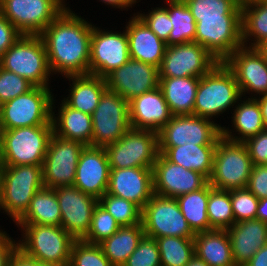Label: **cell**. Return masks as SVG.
Listing matches in <instances>:
<instances>
[{
  "label": "cell",
  "mask_w": 267,
  "mask_h": 266,
  "mask_svg": "<svg viewBox=\"0 0 267 266\" xmlns=\"http://www.w3.org/2000/svg\"><path fill=\"white\" fill-rule=\"evenodd\" d=\"M66 7L40 34L50 71L72 75L89 74L93 25Z\"/></svg>",
  "instance_id": "obj_1"
},
{
  "label": "cell",
  "mask_w": 267,
  "mask_h": 266,
  "mask_svg": "<svg viewBox=\"0 0 267 266\" xmlns=\"http://www.w3.org/2000/svg\"><path fill=\"white\" fill-rule=\"evenodd\" d=\"M241 98L233 72L224 62H218L199 79L193 115L212 120L211 117L222 114Z\"/></svg>",
  "instance_id": "obj_2"
},
{
  "label": "cell",
  "mask_w": 267,
  "mask_h": 266,
  "mask_svg": "<svg viewBox=\"0 0 267 266\" xmlns=\"http://www.w3.org/2000/svg\"><path fill=\"white\" fill-rule=\"evenodd\" d=\"M43 165L2 166L0 209L16 222L28 209L35 193L44 187Z\"/></svg>",
  "instance_id": "obj_3"
},
{
  "label": "cell",
  "mask_w": 267,
  "mask_h": 266,
  "mask_svg": "<svg viewBox=\"0 0 267 266\" xmlns=\"http://www.w3.org/2000/svg\"><path fill=\"white\" fill-rule=\"evenodd\" d=\"M25 232L18 249L42 263L68 266L71 249L76 239L61 226L16 224ZM21 241V242H20Z\"/></svg>",
  "instance_id": "obj_4"
},
{
  "label": "cell",
  "mask_w": 267,
  "mask_h": 266,
  "mask_svg": "<svg viewBox=\"0 0 267 266\" xmlns=\"http://www.w3.org/2000/svg\"><path fill=\"white\" fill-rule=\"evenodd\" d=\"M52 134V125L1 130L3 166L43 165Z\"/></svg>",
  "instance_id": "obj_5"
},
{
  "label": "cell",
  "mask_w": 267,
  "mask_h": 266,
  "mask_svg": "<svg viewBox=\"0 0 267 266\" xmlns=\"http://www.w3.org/2000/svg\"><path fill=\"white\" fill-rule=\"evenodd\" d=\"M0 67L25 78L34 87H49L52 73L40 35H21L0 58Z\"/></svg>",
  "instance_id": "obj_6"
},
{
  "label": "cell",
  "mask_w": 267,
  "mask_h": 266,
  "mask_svg": "<svg viewBox=\"0 0 267 266\" xmlns=\"http://www.w3.org/2000/svg\"><path fill=\"white\" fill-rule=\"evenodd\" d=\"M48 87H33L27 93L0 105V131L18 127L52 125L53 95Z\"/></svg>",
  "instance_id": "obj_7"
},
{
  "label": "cell",
  "mask_w": 267,
  "mask_h": 266,
  "mask_svg": "<svg viewBox=\"0 0 267 266\" xmlns=\"http://www.w3.org/2000/svg\"><path fill=\"white\" fill-rule=\"evenodd\" d=\"M253 164L244 143L221 136L214 153L208 182L219 190L247 188Z\"/></svg>",
  "instance_id": "obj_8"
},
{
  "label": "cell",
  "mask_w": 267,
  "mask_h": 266,
  "mask_svg": "<svg viewBox=\"0 0 267 266\" xmlns=\"http://www.w3.org/2000/svg\"><path fill=\"white\" fill-rule=\"evenodd\" d=\"M110 168H153L159 154L158 132L130 128L105 147Z\"/></svg>",
  "instance_id": "obj_9"
},
{
  "label": "cell",
  "mask_w": 267,
  "mask_h": 266,
  "mask_svg": "<svg viewBox=\"0 0 267 266\" xmlns=\"http://www.w3.org/2000/svg\"><path fill=\"white\" fill-rule=\"evenodd\" d=\"M93 147L115 143L131 128L129 102L117 93L106 90L91 114Z\"/></svg>",
  "instance_id": "obj_10"
},
{
  "label": "cell",
  "mask_w": 267,
  "mask_h": 266,
  "mask_svg": "<svg viewBox=\"0 0 267 266\" xmlns=\"http://www.w3.org/2000/svg\"><path fill=\"white\" fill-rule=\"evenodd\" d=\"M141 223L145 235L152 238L175 236L194 238L176 198L154 194L142 209Z\"/></svg>",
  "instance_id": "obj_11"
},
{
  "label": "cell",
  "mask_w": 267,
  "mask_h": 266,
  "mask_svg": "<svg viewBox=\"0 0 267 266\" xmlns=\"http://www.w3.org/2000/svg\"><path fill=\"white\" fill-rule=\"evenodd\" d=\"M64 0H5L0 13L22 35H40L66 8ZM64 3V4H63Z\"/></svg>",
  "instance_id": "obj_12"
},
{
  "label": "cell",
  "mask_w": 267,
  "mask_h": 266,
  "mask_svg": "<svg viewBox=\"0 0 267 266\" xmlns=\"http://www.w3.org/2000/svg\"><path fill=\"white\" fill-rule=\"evenodd\" d=\"M222 127L195 115H173L158 132L159 148L188 145H217Z\"/></svg>",
  "instance_id": "obj_13"
},
{
  "label": "cell",
  "mask_w": 267,
  "mask_h": 266,
  "mask_svg": "<svg viewBox=\"0 0 267 266\" xmlns=\"http://www.w3.org/2000/svg\"><path fill=\"white\" fill-rule=\"evenodd\" d=\"M194 42L203 46L219 62H224L243 46L241 16L200 19L196 22Z\"/></svg>",
  "instance_id": "obj_14"
},
{
  "label": "cell",
  "mask_w": 267,
  "mask_h": 266,
  "mask_svg": "<svg viewBox=\"0 0 267 266\" xmlns=\"http://www.w3.org/2000/svg\"><path fill=\"white\" fill-rule=\"evenodd\" d=\"M85 145L52 134L44 158L42 173L46 188L73 186L78 160Z\"/></svg>",
  "instance_id": "obj_15"
},
{
  "label": "cell",
  "mask_w": 267,
  "mask_h": 266,
  "mask_svg": "<svg viewBox=\"0 0 267 266\" xmlns=\"http://www.w3.org/2000/svg\"><path fill=\"white\" fill-rule=\"evenodd\" d=\"M219 61L196 42L167 46L159 77H202Z\"/></svg>",
  "instance_id": "obj_16"
},
{
  "label": "cell",
  "mask_w": 267,
  "mask_h": 266,
  "mask_svg": "<svg viewBox=\"0 0 267 266\" xmlns=\"http://www.w3.org/2000/svg\"><path fill=\"white\" fill-rule=\"evenodd\" d=\"M93 25L90 40L89 74L105 78L129 59L126 30L123 33L103 31Z\"/></svg>",
  "instance_id": "obj_17"
},
{
  "label": "cell",
  "mask_w": 267,
  "mask_h": 266,
  "mask_svg": "<svg viewBox=\"0 0 267 266\" xmlns=\"http://www.w3.org/2000/svg\"><path fill=\"white\" fill-rule=\"evenodd\" d=\"M61 211V227L76 240L88 232L94 208L99 200L75 186L54 188Z\"/></svg>",
  "instance_id": "obj_18"
},
{
  "label": "cell",
  "mask_w": 267,
  "mask_h": 266,
  "mask_svg": "<svg viewBox=\"0 0 267 266\" xmlns=\"http://www.w3.org/2000/svg\"><path fill=\"white\" fill-rule=\"evenodd\" d=\"M108 90L119 94L128 102L159 86V68L129 59L105 77Z\"/></svg>",
  "instance_id": "obj_19"
},
{
  "label": "cell",
  "mask_w": 267,
  "mask_h": 266,
  "mask_svg": "<svg viewBox=\"0 0 267 266\" xmlns=\"http://www.w3.org/2000/svg\"><path fill=\"white\" fill-rule=\"evenodd\" d=\"M154 194L177 198L180 195L200 190L208 179L201 173L185 169L169 161L159 153L152 168Z\"/></svg>",
  "instance_id": "obj_20"
},
{
  "label": "cell",
  "mask_w": 267,
  "mask_h": 266,
  "mask_svg": "<svg viewBox=\"0 0 267 266\" xmlns=\"http://www.w3.org/2000/svg\"><path fill=\"white\" fill-rule=\"evenodd\" d=\"M224 63L233 72L241 96L248 91L259 94V97L267 95V57L259 48L242 46Z\"/></svg>",
  "instance_id": "obj_21"
},
{
  "label": "cell",
  "mask_w": 267,
  "mask_h": 266,
  "mask_svg": "<svg viewBox=\"0 0 267 266\" xmlns=\"http://www.w3.org/2000/svg\"><path fill=\"white\" fill-rule=\"evenodd\" d=\"M110 176V164L104 147L85 146L82 150L73 186L97 198L107 192Z\"/></svg>",
  "instance_id": "obj_22"
},
{
  "label": "cell",
  "mask_w": 267,
  "mask_h": 266,
  "mask_svg": "<svg viewBox=\"0 0 267 266\" xmlns=\"http://www.w3.org/2000/svg\"><path fill=\"white\" fill-rule=\"evenodd\" d=\"M107 193L136 204L141 210L154 195L150 168H110Z\"/></svg>",
  "instance_id": "obj_23"
},
{
  "label": "cell",
  "mask_w": 267,
  "mask_h": 266,
  "mask_svg": "<svg viewBox=\"0 0 267 266\" xmlns=\"http://www.w3.org/2000/svg\"><path fill=\"white\" fill-rule=\"evenodd\" d=\"M172 116L159 86L129 101L131 128L159 132Z\"/></svg>",
  "instance_id": "obj_24"
},
{
  "label": "cell",
  "mask_w": 267,
  "mask_h": 266,
  "mask_svg": "<svg viewBox=\"0 0 267 266\" xmlns=\"http://www.w3.org/2000/svg\"><path fill=\"white\" fill-rule=\"evenodd\" d=\"M127 24L130 58L160 68L167 47L166 43L138 15H134Z\"/></svg>",
  "instance_id": "obj_25"
},
{
  "label": "cell",
  "mask_w": 267,
  "mask_h": 266,
  "mask_svg": "<svg viewBox=\"0 0 267 266\" xmlns=\"http://www.w3.org/2000/svg\"><path fill=\"white\" fill-rule=\"evenodd\" d=\"M226 230L236 266L246 265L267 244V225L259 219L235 222Z\"/></svg>",
  "instance_id": "obj_26"
},
{
  "label": "cell",
  "mask_w": 267,
  "mask_h": 266,
  "mask_svg": "<svg viewBox=\"0 0 267 266\" xmlns=\"http://www.w3.org/2000/svg\"><path fill=\"white\" fill-rule=\"evenodd\" d=\"M58 112L59 116L56 117L52 106L53 134L91 146L93 132L91 115L69 107L63 100Z\"/></svg>",
  "instance_id": "obj_27"
},
{
  "label": "cell",
  "mask_w": 267,
  "mask_h": 266,
  "mask_svg": "<svg viewBox=\"0 0 267 266\" xmlns=\"http://www.w3.org/2000/svg\"><path fill=\"white\" fill-rule=\"evenodd\" d=\"M199 79L159 77V87L172 115H193Z\"/></svg>",
  "instance_id": "obj_28"
},
{
  "label": "cell",
  "mask_w": 267,
  "mask_h": 266,
  "mask_svg": "<svg viewBox=\"0 0 267 266\" xmlns=\"http://www.w3.org/2000/svg\"><path fill=\"white\" fill-rule=\"evenodd\" d=\"M193 239L195 255L208 266H236L227 230L197 233Z\"/></svg>",
  "instance_id": "obj_29"
},
{
  "label": "cell",
  "mask_w": 267,
  "mask_h": 266,
  "mask_svg": "<svg viewBox=\"0 0 267 266\" xmlns=\"http://www.w3.org/2000/svg\"><path fill=\"white\" fill-rule=\"evenodd\" d=\"M66 78L72 80L69 97L64 102L71 108L92 114L103 93L108 89L105 78L94 74L72 75Z\"/></svg>",
  "instance_id": "obj_30"
},
{
  "label": "cell",
  "mask_w": 267,
  "mask_h": 266,
  "mask_svg": "<svg viewBox=\"0 0 267 266\" xmlns=\"http://www.w3.org/2000/svg\"><path fill=\"white\" fill-rule=\"evenodd\" d=\"M232 117L235 131L239 136L232 135V132L226 127H222V136L234 142L244 143L251 137L264 131L267 127L263 120V114L259 101L255 97L244 99L243 103L235 106ZM234 136V137H233Z\"/></svg>",
  "instance_id": "obj_31"
},
{
  "label": "cell",
  "mask_w": 267,
  "mask_h": 266,
  "mask_svg": "<svg viewBox=\"0 0 267 266\" xmlns=\"http://www.w3.org/2000/svg\"><path fill=\"white\" fill-rule=\"evenodd\" d=\"M216 146L185 144L171 148H159V153L169 161L185 169L197 171L209 179L213 169Z\"/></svg>",
  "instance_id": "obj_32"
},
{
  "label": "cell",
  "mask_w": 267,
  "mask_h": 266,
  "mask_svg": "<svg viewBox=\"0 0 267 266\" xmlns=\"http://www.w3.org/2000/svg\"><path fill=\"white\" fill-rule=\"evenodd\" d=\"M15 223L61 226V211L55 189L43 187L37 191L26 212Z\"/></svg>",
  "instance_id": "obj_33"
},
{
  "label": "cell",
  "mask_w": 267,
  "mask_h": 266,
  "mask_svg": "<svg viewBox=\"0 0 267 266\" xmlns=\"http://www.w3.org/2000/svg\"><path fill=\"white\" fill-rule=\"evenodd\" d=\"M144 235L142 223L123 226L99 245L113 266H123Z\"/></svg>",
  "instance_id": "obj_34"
},
{
  "label": "cell",
  "mask_w": 267,
  "mask_h": 266,
  "mask_svg": "<svg viewBox=\"0 0 267 266\" xmlns=\"http://www.w3.org/2000/svg\"><path fill=\"white\" fill-rule=\"evenodd\" d=\"M209 193L210 183L208 182L200 190L176 198L184 218L195 234L214 230L210 226L207 214Z\"/></svg>",
  "instance_id": "obj_35"
},
{
  "label": "cell",
  "mask_w": 267,
  "mask_h": 266,
  "mask_svg": "<svg viewBox=\"0 0 267 266\" xmlns=\"http://www.w3.org/2000/svg\"><path fill=\"white\" fill-rule=\"evenodd\" d=\"M243 47L260 48L267 42V1L241 5ZM252 37L251 40L250 38ZM254 37V38H253ZM251 40V45L246 43ZM255 41V42H254Z\"/></svg>",
  "instance_id": "obj_36"
},
{
  "label": "cell",
  "mask_w": 267,
  "mask_h": 266,
  "mask_svg": "<svg viewBox=\"0 0 267 266\" xmlns=\"http://www.w3.org/2000/svg\"><path fill=\"white\" fill-rule=\"evenodd\" d=\"M169 4V18L172 30L168 37V46L194 42L196 34V22L189 8L183 0H166Z\"/></svg>",
  "instance_id": "obj_37"
},
{
  "label": "cell",
  "mask_w": 267,
  "mask_h": 266,
  "mask_svg": "<svg viewBox=\"0 0 267 266\" xmlns=\"http://www.w3.org/2000/svg\"><path fill=\"white\" fill-rule=\"evenodd\" d=\"M155 240L161 257V266H186L195 255L193 238L167 236Z\"/></svg>",
  "instance_id": "obj_38"
},
{
  "label": "cell",
  "mask_w": 267,
  "mask_h": 266,
  "mask_svg": "<svg viewBox=\"0 0 267 266\" xmlns=\"http://www.w3.org/2000/svg\"><path fill=\"white\" fill-rule=\"evenodd\" d=\"M207 214L213 229L226 230L235 223L232 211L231 190H219L210 185Z\"/></svg>",
  "instance_id": "obj_39"
},
{
  "label": "cell",
  "mask_w": 267,
  "mask_h": 266,
  "mask_svg": "<svg viewBox=\"0 0 267 266\" xmlns=\"http://www.w3.org/2000/svg\"><path fill=\"white\" fill-rule=\"evenodd\" d=\"M194 17L200 19H223V16H241L238 0H183Z\"/></svg>",
  "instance_id": "obj_40"
},
{
  "label": "cell",
  "mask_w": 267,
  "mask_h": 266,
  "mask_svg": "<svg viewBox=\"0 0 267 266\" xmlns=\"http://www.w3.org/2000/svg\"><path fill=\"white\" fill-rule=\"evenodd\" d=\"M102 205L123 226L141 224L142 210L134 203L108 194L107 192L99 199Z\"/></svg>",
  "instance_id": "obj_41"
},
{
  "label": "cell",
  "mask_w": 267,
  "mask_h": 266,
  "mask_svg": "<svg viewBox=\"0 0 267 266\" xmlns=\"http://www.w3.org/2000/svg\"><path fill=\"white\" fill-rule=\"evenodd\" d=\"M120 227L115 218L98 203L93 211L90 228L81 240L99 245L116 233Z\"/></svg>",
  "instance_id": "obj_42"
},
{
  "label": "cell",
  "mask_w": 267,
  "mask_h": 266,
  "mask_svg": "<svg viewBox=\"0 0 267 266\" xmlns=\"http://www.w3.org/2000/svg\"><path fill=\"white\" fill-rule=\"evenodd\" d=\"M68 266H113L100 245L76 240L72 246Z\"/></svg>",
  "instance_id": "obj_43"
},
{
  "label": "cell",
  "mask_w": 267,
  "mask_h": 266,
  "mask_svg": "<svg viewBox=\"0 0 267 266\" xmlns=\"http://www.w3.org/2000/svg\"><path fill=\"white\" fill-rule=\"evenodd\" d=\"M231 203L235 222L256 219L259 199L248 188L232 189Z\"/></svg>",
  "instance_id": "obj_44"
},
{
  "label": "cell",
  "mask_w": 267,
  "mask_h": 266,
  "mask_svg": "<svg viewBox=\"0 0 267 266\" xmlns=\"http://www.w3.org/2000/svg\"><path fill=\"white\" fill-rule=\"evenodd\" d=\"M123 266H161V257L155 238L144 235Z\"/></svg>",
  "instance_id": "obj_45"
},
{
  "label": "cell",
  "mask_w": 267,
  "mask_h": 266,
  "mask_svg": "<svg viewBox=\"0 0 267 266\" xmlns=\"http://www.w3.org/2000/svg\"><path fill=\"white\" fill-rule=\"evenodd\" d=\"M33 87L25 78L0 67V105L27 93Z\"/></svg>",
  "instance_id": "obj_46"
},
{
  "label": "cell",
  "mask_w": 267,
  "mask_h": 266,
  "mask_svg": "<svg viewBox=\"0 0 267 266\" xmlns=\"http://www.w3.org/2000/svg\"><path fill=\"white\" fill-rule=\"evenodd\" d=\"M147 26L168 46V37L172 30V23L166 7L154 8L148 14H137Z\"/></svg>",
  "instance_id": "obj_47"
},
{
  "label": "cell",
  "mask_w": 267,
  "mask_h": 266,
  "mask_svg": "<svg viewBox=\"0 0 267 266\" xmlns=\"http://www.w3.org/2000/svg\"><path fill=\"white\" fill-rule=\"evenodd\" d=\"M253 165H267V128L244 142Z\"/></svg>",
  "instance_id": "obj_48"
},
{
  "label": "cell",
  "mask_w": 267,
  "mask_h": 266,
  "mask_svg": "<svg viewBox=\"0 0 267 266\" xmlns=\"http://www.w3.org/2000/svg\"><path fill=\"white\" fill-rule=\"evenodd\" d=\"M247 188L258 199L267 198V165H253Z\"/></svg>",
  "instance_id": "obj_49"
},
{
  "label": "cell",
  "mask_w": 267,
  "mask_h": 266,
  "mask_svg": "<svg viewBox=\"0 0 267 266\" xmlns=\"http://www.w3.org/2000/svg\"><path fill=\"white\" fill-rule=\"evenodd\" d=\"M21 35L19 30L0 13V58Z\"/></svg>",
  "instance_id": "obj_50"
},
{
  "label": "cell",
  "mask_w": 267,
  "mask_h": 266,
  "mask_svg": "<svg viewBox=\"0 0 267 266\" xmlns=\"http://www.w3.org/2000/svg\"><path fill=\"white\" fill-rule=\"evenodd\" d=\"M18 248V243H15L11 237L0 230V266H8L13 253Z\"/></svg>",
  "instance_id": "obj_51"
},
{
  "label": "cell",
  "mask_w": 267,
  "mask_h": 266,
  "mask_svg": "<svg viewBox=\"0 0 267 266\" xmlns=\"http://www.w3.org/2000/svg\"><path fill=\"white\" fill-rule=\"evenodd\" d=\"M8 266H34V259L17 248L11 256Z\"/></svg>",
  "instance_id": "obj_52"
},
{
  "label": "cell",
  "mask_w": 267,
  "mask_h": 266,
  "mask_svg": "<svg viewBox=\"0 0 267 266\" xmlns=\"http://www.w3.org/2000/svg\"><path fill=\"white\" fill-rule=\"evenodd\" d=\"M244 266H267V244L259 249Z\"/></svg>",
  "instance_id": "obj_53"
},
{
  "label": "cell",
  "mask_w": 267,
  "mask_h": 266,
  "mask_svg": "<svg viewBox=\"0 0 267 266\" xmlns=\"http://www.w3.org/2000/svg\"><path fill=\"white\" fill-rule=\"evenodd\" d=\"M256 219L261 220L267 225V198L259 199Z\"/></svg>",
  "instance_id": "obj_54"
},
{
  "label": "cell",
  "mask_w": 267,
  "mask_h": 266,
  "mask_svg": "<svg viewBox=\"0 0 267 266\" xmlns=\"http://www.w3.org/2000/svg\"><path fill=\"white\" fill-rule=\"evenodd\" d=\"M107 5H110L115 8H126V7H132V4L136 3V0H101Z\"/></svg>",
  "instance_id": "obj_55"
},
{
  "label": "cell",
  "mask_w": 267,
  "mask_h": 266,
  "mask_svg": "<svg viewBox=\"0 0 267 266\" xmlns=\"http://www.w3.org/2000/svg\"><path fill=\"white\" fill-rule=\"evenodd\" d=\"M257 100L259 101L261 111L263 114V120H264V123L267 127V95H265L263 97H259Z\"/></svg>",
  "instance_id": "obj_56"
},
{
  "label": "cell",
  "mask_w": 267,
  "mask_h": 266,
  "mask_svg": "<svg viewBox=\"0 0 267 266\" xmlns=\"http://www.w3.org/2000/svg\"><path fill=\"white\" fill-rule=\"evenodd\" d=\"M186 266H208L204 261L194 255Z\"/></svg>",
  "instance_id": "obj_57"
},
{
  "label": "cell",
  "mask_w": 267,
  "mask_h": 266,
  "mask_svg": "<svg viewBox=\"0 0 267 266\" xmlns=\"http://www.w3.org/2000/svg\"><path fill=\"white\" fill-rule=\"evenodd\" d=\"M240 5L251 4L254 2L267 1V0H238Z\"/></svg>",
  "instance_id": "obj_58"
},
{
  "label": "cell",
  "mask_w": 267,
  "mask_h": 266,
  "mask_svg": "<svg viewBox=\"0 0 267 266\" xmlns=\"http://www.w3.org/2000/svg\"><path fill=\"white\" fill-rule=\"evenodd\" d=\"M34 266H58L52 263H42L34 259Z\"/></svg>",
  "instance_id": "obj_59"
},
{
  "label": "cell",
  "mask_w": 267,
  "mask_h": 266,
  "mask_svg": "<svg viewBox=\"0 0 267 266\" xmlns=\"http://www.w3.org/2000/svg\"><path fill=\"white\" fill-rule=\"evenodd\" d=\"M267 57V42L264 43L260 48H259Z\"/></svg>",
  "instance_id": "obj_60"
},
{
  "label": "cell",
  "mask_w": 267,
  "mask_h": 266,
  "mask_svg": "<svg viewBox=\"0 0 267 266\" xmlns=\"http://www.w3.org/2000/svg\"><path fill=\"white\" fill-rule=\"evenodd\" d=\"M3 166V163H2V156H1V141H0V170Z\"/></svg>",
  "instance_id": "obj_61"
}]
</instances>
